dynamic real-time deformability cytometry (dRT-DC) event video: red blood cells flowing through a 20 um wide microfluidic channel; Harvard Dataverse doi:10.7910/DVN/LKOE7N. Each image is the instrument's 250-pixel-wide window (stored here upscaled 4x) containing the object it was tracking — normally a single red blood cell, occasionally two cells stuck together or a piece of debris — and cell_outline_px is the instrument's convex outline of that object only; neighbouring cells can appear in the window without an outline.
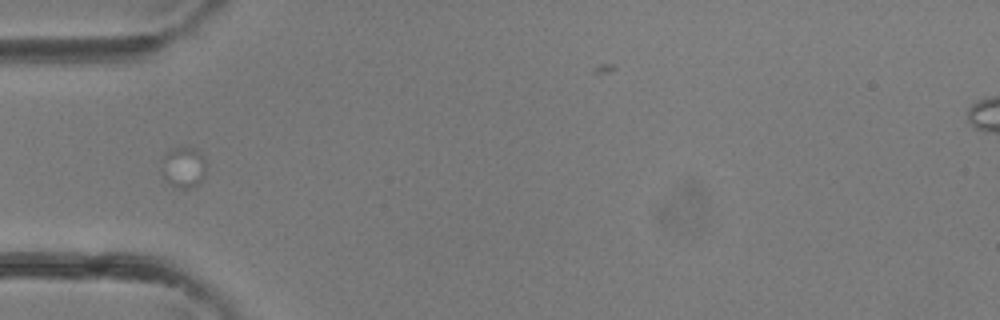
{"species": "common noctule bat (a hibernating species)", "species_latin": "Nyctalus noctula", "temperature_condition": "room temperature", "stored_images_in_passage": 3, "camera_frame_rate_fps": 3000, "um_per_image_px": 0.085, "animal": {"sex": "female"}, "frame": {"image": 1, "passage_image": 3, "time_ms": 0.667, "image_size_px": [1000, 320], "cell_outline_px": [[204, 176], [192, 188], [180, 188], [164, 180], [160, 172], [164, 156], [172, 148], [184, 144], [196, 148], [204, 156]], "centroid_in_image_um": [15.57, 14.16], "position_along_channel_um": 69.4, "area_um2": 10.81}}